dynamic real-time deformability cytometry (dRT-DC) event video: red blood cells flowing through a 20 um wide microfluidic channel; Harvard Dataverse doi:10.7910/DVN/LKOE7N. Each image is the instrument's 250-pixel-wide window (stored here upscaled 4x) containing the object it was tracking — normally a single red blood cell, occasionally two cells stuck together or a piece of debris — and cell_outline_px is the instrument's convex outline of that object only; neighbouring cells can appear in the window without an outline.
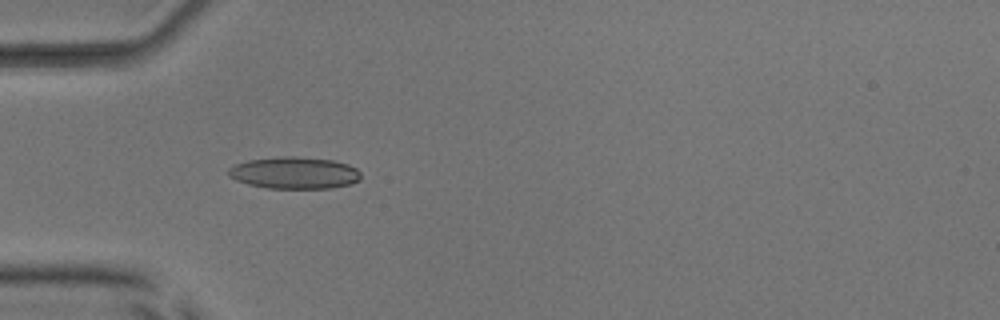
{"species": "common noctule bat (a hibernating species)", "species_latin": "Nyctalus noctula", "temperature_condition": "room temperature", "stored_images_in_passage": 52, "camera_frame_rate_fps": 3000, "um_per_image_px": 0.085, "animal": {"sex": "male", "body_mass_g": 17.9, "forearm_length_mm": 54.2}, "frame": {"image": 1, "passage_image": 17, "time_ms": 5.333, "image_size_px": [1000, 320], "cell_outline_px": [[360, 180], [352, 184], [332, 188], [264, 188], [248, 184], [236, 180], [228, 176], [228, 168], [236, 164], [248, 160], [284, 156], [292, 156], [332, 160], [348, 164], [356, 168], [360, 172]], "centroid_in_image_um": [25.03, 14.7], "position_along_channel_um": 60.0, "area_um2": 24.68}}
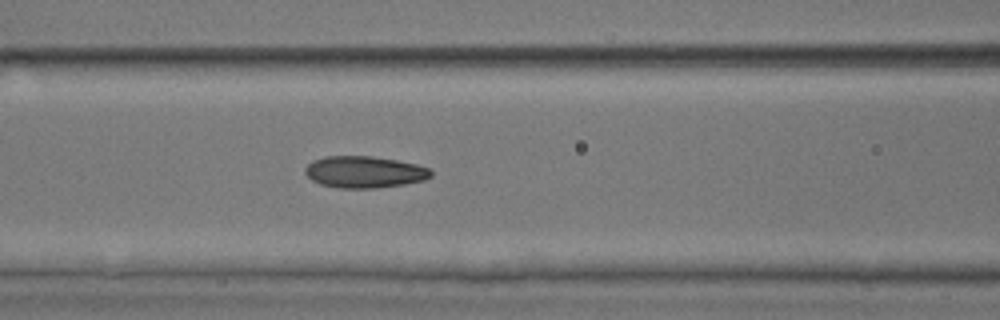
{"frame": {"image": 2, "passage_image": 23, "time_ms": 7.333, "image_size_px": [1000, 320], "cell_outline_px": [[432, 176], [424, 180], [404, 184], [376, 188], [340, 188], [320, 184], [312, 180], [304, 172], [304, 168], [312, 160], [324, 156], [372, 156], [396, 160], [416, 164], [428, 168], [432, 172]], "centroid_in_image_um": [30.95, 14.61], "position_along_channel_um": 135.7, "area_um2": 23.29}}
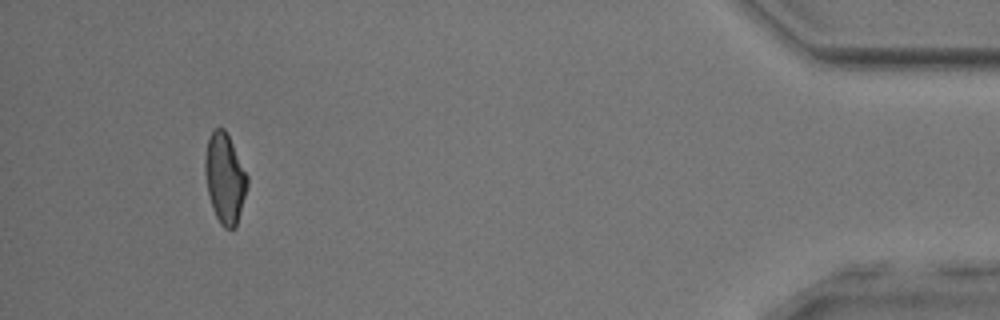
{"frame": {"image": 3, "passage_image": 49, "time_ms": 16.0, "image_size_px": [1000, 320], "cell_outline_px": [[248, 184], [240, 212], [236, 224], [232, 228], [224, 228], [220, 224], [212, 208], [208, 192], [204, 172], [204, 160], [208, 140], [212, 132], [216, 128], [224, 128], [248, 176]], "centroid_in_image_um": [19.09, 15.16], "position_along_channel_um": 416.1, "area_um2": 21.73}, "authors_computed_cell_mechanics": {"area_um2": 22.6287, "velocity_mm_per_s": 3.9992, "shape_relaxation_time_tau1_ms": null, "shape_relaxation_time_tau2_ms": 2.042, "deformation_change_tau1": null, "deformation_change_tau2": 0.0854}}